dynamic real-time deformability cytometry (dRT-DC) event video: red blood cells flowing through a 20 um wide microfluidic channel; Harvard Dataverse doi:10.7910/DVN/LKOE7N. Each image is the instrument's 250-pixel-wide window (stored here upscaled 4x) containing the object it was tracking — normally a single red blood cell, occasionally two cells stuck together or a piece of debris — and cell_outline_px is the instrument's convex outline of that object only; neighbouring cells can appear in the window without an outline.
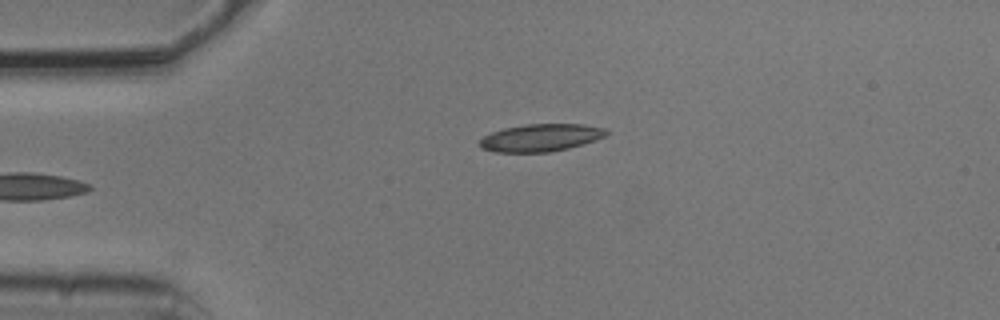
{"species": "common noctule bat (a hibernating species)", "species_latin": "Nyctalus noctula", "temperature_condition": "cold", "stored_images_in_passage": 6, "camera_frame_rate_fps": 3000, "um_per_image_px": 0.085, "animal": {"sex": "male", "body_mass_g": 20.5, "forearm_length_mm": 52.5}, "frame": {"image": 1, "passage_image": 6, "time_ms": 1.667, "image_size_px": [1000, 320], "cell_outline_px": [[608, 132], [604, 136], [596, 140], [568, 148], [552, 152], [496, 152], [480, 148], [476, 144], [484, 136], [492, 132], [504, 128], [524, 124], [584, 124], [604, 128]], "centroid_in_image_um": [45.92, 11.7], "position_along_channel_um": 39.1, "area_um2": 20.35}}